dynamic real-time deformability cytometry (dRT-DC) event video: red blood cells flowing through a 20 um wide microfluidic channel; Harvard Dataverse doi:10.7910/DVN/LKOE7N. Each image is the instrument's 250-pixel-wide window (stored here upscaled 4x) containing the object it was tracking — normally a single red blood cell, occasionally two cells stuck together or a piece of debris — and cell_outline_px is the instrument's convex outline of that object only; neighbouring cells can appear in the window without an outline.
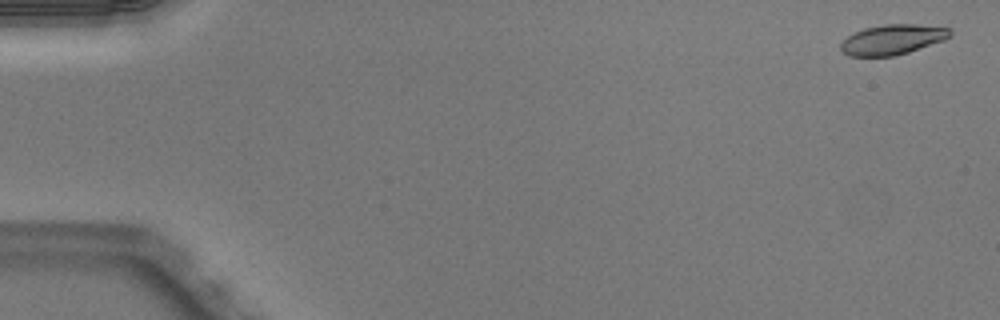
{"species": "Egyptian fruit bat (a non-hibernating species)", "species_latin": "Rousettus aegyptiacus", "temperature_condition": "warm", "stored_images_in_passage": 51, "camera_frame_rate_fps": 3000, "um_per_image_px": 0.085, "animal": {"sex": "male"}, "frame": {"image": 1, "passage_image": 2, "time_ms": 0.333, "image_size_px": [1000, 320], "cell_outline_px": [[952, 32], [944, 40], [908, 52], [892, 56], [848, 56], [840, 48], [840, 44], [848, 36], [864, 28], [884, 24], [916, 24], [948, 28]], "centroid_in_image_um": [75.84, 3.36], "position_along_channel_um": 9.2, "area_um2": 18.9}}
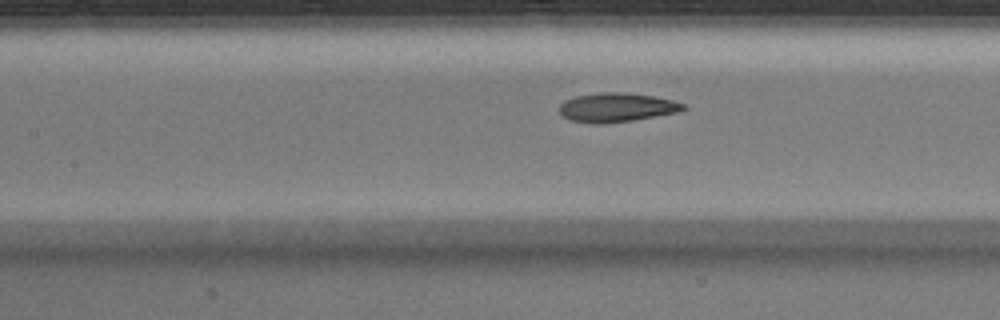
{"frame": {"image": 2, "passage_image": 24, "time_ms": 7.667, "image_size_px": [1000, 320], "cell_outline_px": [[688, 108], [676, 112], [632, 120], [600, 124], [592, 124], [572, 120], [560, 116], [560, 104], [564, 100], [576, 96], [600, 92], [620, 92], [652, 96], [672, 100], [684, 104]], "centroid_in_image_um": [52.36, 9.13], "position_along_channel_um": 155.0, "area_um2": 20.81}}
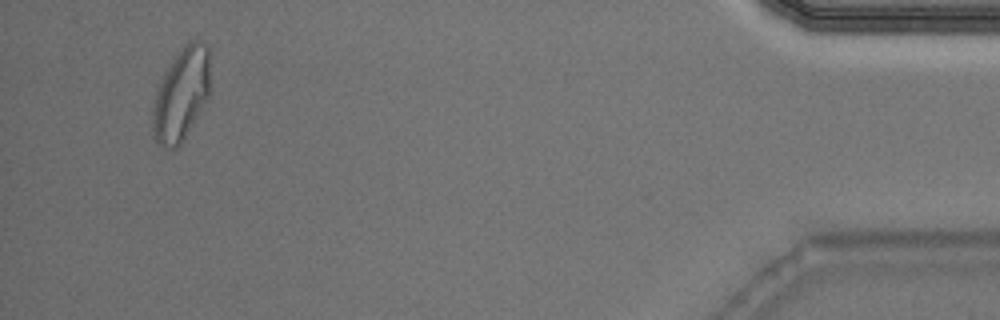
{"frame": {"image": 3, "passage_image": 49, "time_ms": 16.0, "image_size_px": [1000, 320], "cell_outline_px": [[208, 100], [184, 140], [176, 148], [164, 148], [156, 144], [152, 128], [152, 112], [156, 92], [164, 72], [176, 52], [192, 40], [200, 40], [208, 44]], "centroid_in_image_um": [15.39, 8.06], "position_along_channel_um": 419.8, "area_um2": 31.21}, "authors_computed_cell_mechanics": {"area_um2": 21.0392, "velocity_mm_per_s": 4.0188, "shape_relaxation_time_tau1_ms": 3.4932, "shape_relaxation_time_tau2_ms": 1.1943, "deformation_change_tau1": 0.1689, "deformation_change_tau2": 0.0805}}